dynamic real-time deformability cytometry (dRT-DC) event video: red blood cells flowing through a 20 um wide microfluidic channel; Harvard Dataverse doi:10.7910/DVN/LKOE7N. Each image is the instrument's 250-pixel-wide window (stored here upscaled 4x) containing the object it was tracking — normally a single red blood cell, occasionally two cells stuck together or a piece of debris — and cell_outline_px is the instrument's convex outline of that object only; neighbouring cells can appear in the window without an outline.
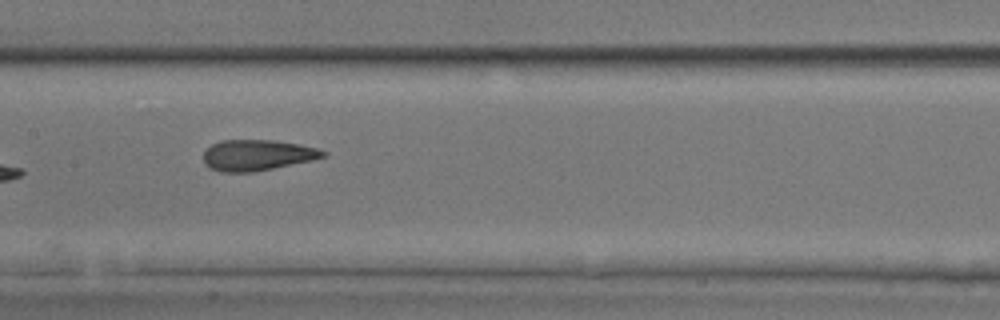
{"species": "common noctule bat (a hibernating species)", "species_latin": "Nyctalus noctula", "temperature_condition": "room temperature", "stored_images_in_passage": 11, "camera_frame_rate_fps": 3000, "um_per_image_px": 0.085, "animal": {"sex": "male", "body_mass_g": 17.9, "forearm_length_mm": 54.2}, "frame": {"image": 1, "passage_image": 8, "time_ms": 9.0, "image_size_px": [1000, 320], "cell_outline_px": [[328, 156], [312, 160], [252, 172], [220, 172], [208, 168], [204, 164], [204, 152], [212, 144], [224, 140], [276, 140], [300, 144], [316, 148], [328, 152]], "centroid_in_image_um": [21.87, 13.18], "position_along_channel_um": 185.5, "area_um2": 21.56}}
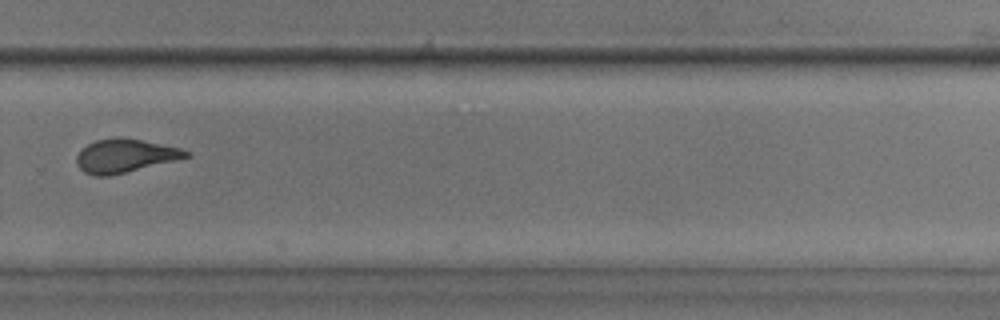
{"frame": {"image": 2, "passage_image": 11, "time_ms": 12.333, "image_size_px": [1000, 320], "cell_outline_px": [[188, 156], [108, 176], [96, 176], [84, 172], [76, 164], [76, 156], [80, 148], [96, 140], [140, 140], [180, 148], [188, 152]], "centroid_in_image_um": [10.51, 13.27], "position_along_channel_um": 319.3, "area_um2": 20.17}}